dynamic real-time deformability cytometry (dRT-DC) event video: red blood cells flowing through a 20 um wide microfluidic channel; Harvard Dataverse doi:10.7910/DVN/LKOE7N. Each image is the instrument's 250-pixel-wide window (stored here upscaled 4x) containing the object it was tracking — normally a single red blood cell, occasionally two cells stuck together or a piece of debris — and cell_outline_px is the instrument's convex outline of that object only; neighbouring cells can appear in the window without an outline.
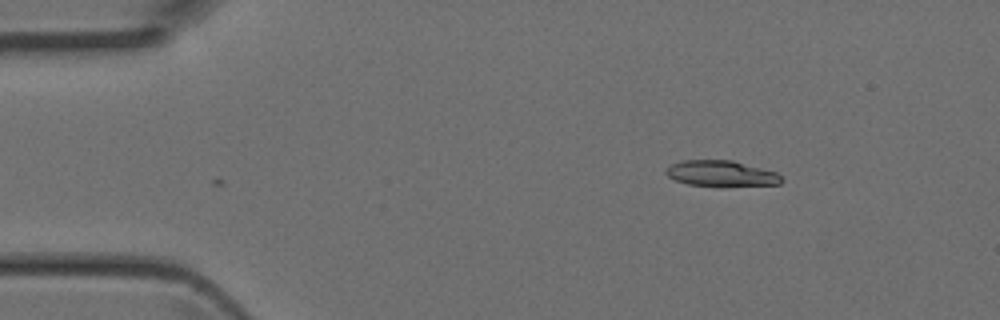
{"species": "Egyptian fruit bat (a non-hibernating species)", "species_latin": "Rousettus aegyptiacus", "temperature_condition": "room temperature", "stored_images_in_passage": 3, "camera_frame_rate_fps": 3000, "um_per_image_px": 0.085, "animal": {"sex": "female"}, "frame": {"image": 1, "passage_image": 3, "time_ms": 0.667, "image_size_px": [1000, 320], "cell_outline_px": [[784, 180], [780, 184], [688, 184], [676, 180], [668, 176], [664, 172], [664, 168], [680, 160], [732, 160], [776, 172]], "centroid_in_image_um": [61.24, 14.7], "position_along_channel_um": 23.8, "area_um2": 16.65}}